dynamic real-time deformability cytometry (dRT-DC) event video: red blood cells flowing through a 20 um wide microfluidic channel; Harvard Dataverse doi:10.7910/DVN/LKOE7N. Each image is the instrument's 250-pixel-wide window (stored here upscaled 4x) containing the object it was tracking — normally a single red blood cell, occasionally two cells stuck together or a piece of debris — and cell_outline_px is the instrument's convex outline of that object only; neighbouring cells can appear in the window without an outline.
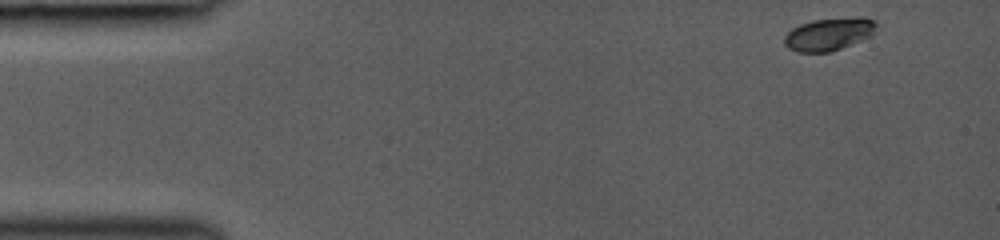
{"species": "common noctule bat (a hibernating species)", "species_latin": "Nyctalus noctula", "temperature_condition": "room temperature", "stored_images_in_passage": 36, "camera_frame_rate_fps": 3000, "um_per_image_px": 0.085, "animal": {"sex": "female", "body_mass_g": 19.0, "forearm_length_mm": 53.3}, "frame": {"image": 1, "passage_image": 1, "time_ms": 0.0, "image_size_px": [1000, 240], "cell_outline_px": [[880, 24], [872, 36], [840, 48], [828, 52], [796, 52], [788, 48], [784, 44], [784, 36], [792, 28], [800, 24], [812, 20], [856, 16], [864, 16], [876, 20]], "centroid_in_image_um": [70.52, 2.87], "position_along_channel_um": 14.5, "area_um2": 17.92}}
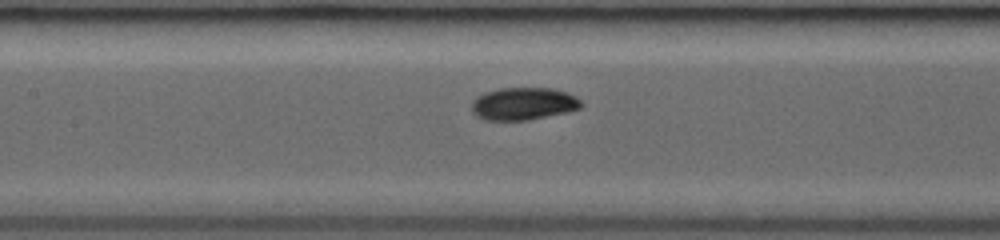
{"frame": {"image": 2, "passage_image": 16, "time_ms": 6.0, "image_size_px": [1000, 240], "cell_outline_px": [[584, 104], [580, 108], [568, 112], [528, 120], [484, 120], [476, 116], [472, 112], [472, 100], [476, 96], [484, 92], [500, 88], [552, 88], [568, 92], [576, 96]], "centroid_in_image_um": [44.49, 8.81], "position_along_channel_um": 162.9, "area_um2": 21.04}}
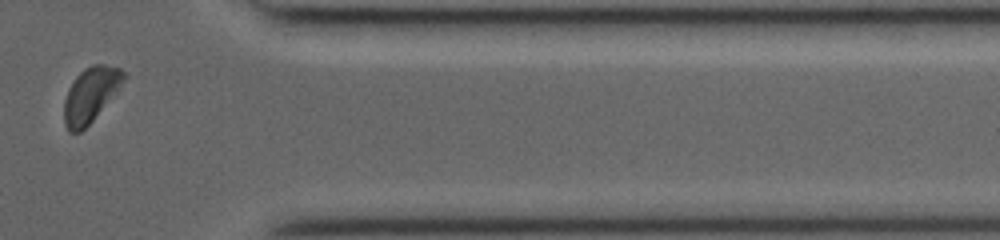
{"frame": {"image": 3, "passage_image": 31, "time_ms": 11.667, "image_size_px": [1000, 240], "cell_outline_px": [[128, 76], [92, 120], [80, 132], [68, 132], [64, 124], [64, 100], [68, 88], [76, 76], [84, 68], [92, 64], [104, 64], [120, 68]], "centroid_in_image_um": [7.67, 8.02], "position_along_channel_um": 403.7, "area_um2": 18.79}}